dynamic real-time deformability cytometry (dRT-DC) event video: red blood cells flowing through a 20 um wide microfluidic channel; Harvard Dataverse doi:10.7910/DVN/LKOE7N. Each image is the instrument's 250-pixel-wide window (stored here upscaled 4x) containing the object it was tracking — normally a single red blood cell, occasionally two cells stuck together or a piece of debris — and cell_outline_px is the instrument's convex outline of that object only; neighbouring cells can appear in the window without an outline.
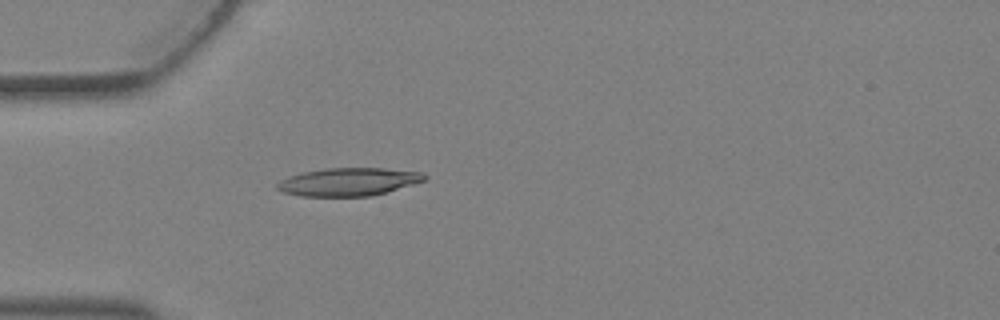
{"species": "Egyptian fruit bat (a non-hibernating species)", "species_latin": "Rousettus aegyptiacus", "temperature_condition": "warm", "stored_images_in_passage": 4, "camera_frame_rate_fps": 3000, "um_per_image_px": 0.085, "animal": {"sex": "female"}, "frame": {"image": 1, "passage_image": 4, "time_ms": 1.0, "image_size_px": [1000, 320], "cell_outline_px": [[428, 176], [424, 180], [412, 184], [372, 196], [300, 196], [284, 192], [276, 188], [276, 184], [280, 180], [288, 176], [304, 172], [328, 168], [384, 168], [424, 172]], "centroid_in_image_um": [29.62, 15.45], "position_along_channel_um": 55.4, "area_um2": 23.93}}